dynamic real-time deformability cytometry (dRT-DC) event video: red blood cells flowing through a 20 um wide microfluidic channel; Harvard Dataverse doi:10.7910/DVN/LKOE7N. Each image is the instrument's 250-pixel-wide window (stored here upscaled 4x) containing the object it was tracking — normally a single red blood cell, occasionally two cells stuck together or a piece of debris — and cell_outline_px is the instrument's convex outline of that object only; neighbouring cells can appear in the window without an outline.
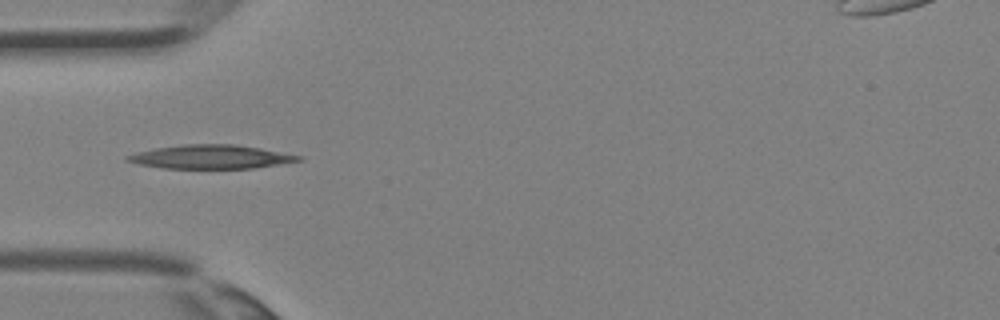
{"species": "Egyptian fruit bat (a non-hibernating species)", "species_latin": "Rousettus aegyptiacus", "temperature_condition": "room temperature", "stored_images_in_passage": 21, "camera_frame_rate_fps": 3000, "um_per_image_px": 0.085, "animal": {"sex": "female"}, "frame": {"image": 1, "passage_image": 1, "time_ms": 0.0, "image_size_px": [1000, 320], "cell_outline_px": [[304, 160], [252, 168], [164, 168], [140, 164], [124, 160], [124, 156], [136, 152], [156, 148], [184, 144], [236, 144], [260, 148], [300, 156]], "centroid_in_image_um": [17.88, 13.32], "position_along_channel_um": 67.1, "area_um2": 23.47}}
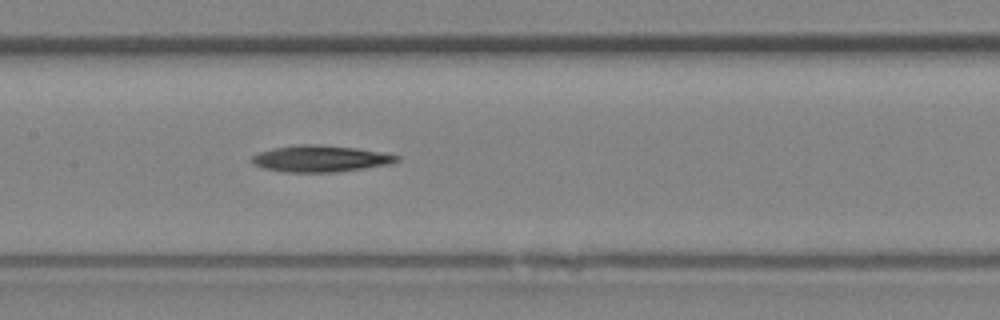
{"frame": {"image": 2, "passage_image": 7, "time_ms": 2.0, "image_size_px": [1000, 320], "cell_outline_px": [[400, 160], [392, 164], [364, 168], [332, 172], [284, 172], [264, 168], [256, 164], [252, 160], [252, 156], [260, 152], [272, 148], [300, 144], [316, 144], [356, 148], [400, 156]], "centroid_in_image_um": [27.25, 13.48], "position_along_channel_um": 180.1, "area_um2": 22.14}}
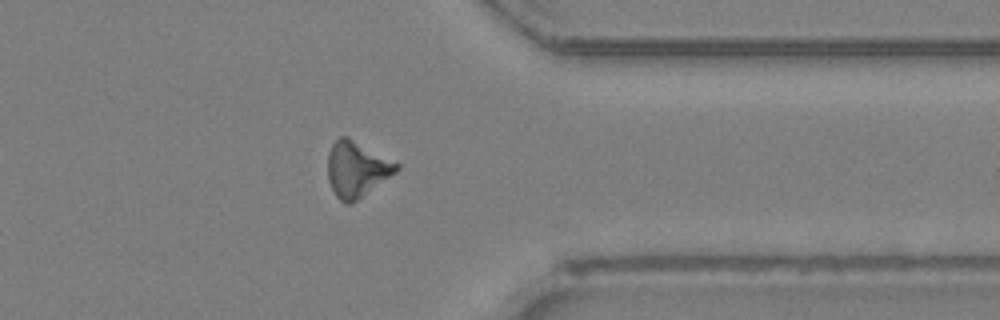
{"frame": {"image": 3, "passage_image": 18, "time_ms": 5.667, "image_size_px": [1000, 320], "cell_outline_px": [[400, 168], [396, 172], [356, 200], [348, 204], [344, 204], [336, 196], [328, 180], [328, 152], [332, 144], [340, 136], [348, 136], [400, 164]], "centroid_in_image_um": [30.3, 14.35], "position_along_channel_um": 381.1, "area_um2": 22.08}}